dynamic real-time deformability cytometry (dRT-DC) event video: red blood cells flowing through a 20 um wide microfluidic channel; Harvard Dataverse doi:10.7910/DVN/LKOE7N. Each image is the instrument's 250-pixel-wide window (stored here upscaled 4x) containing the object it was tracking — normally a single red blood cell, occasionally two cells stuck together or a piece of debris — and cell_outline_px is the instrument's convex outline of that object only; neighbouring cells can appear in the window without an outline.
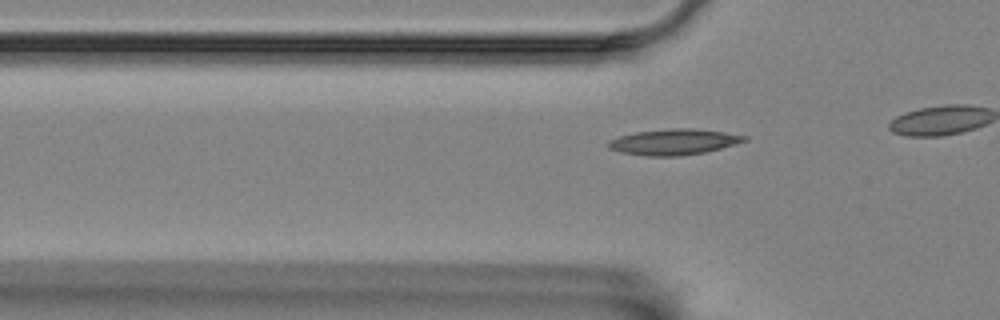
{"species": "Egyptian fruit bat (a non-hibernating species)", "species_latin": "Rousettus aegyptiacus", "temperature_condition": "room temperature", "stored_images_in_passage": 10, "camera_frame_rate_fps": 3000, "um_per_image_px": 0.085, "animal": {"sex": "female"}, "frame": {"image": 1, "passage_image": 4, "time_ms": 1.0, "image_size_px": [1000, 320], "cell_outline_px": [[748, 140], [720, 148], [704, 152], [680, 156], [648, 156], [620, 152], [608, 148], [608, 140], [620, 136], [636, 132], [672, 128], [692, 128], [724, 132], [748, 136]], "centroid_in_image_um": [57.26, 12.06], "position_along_channel_um": 68.5, "area_um2": 20.35}}
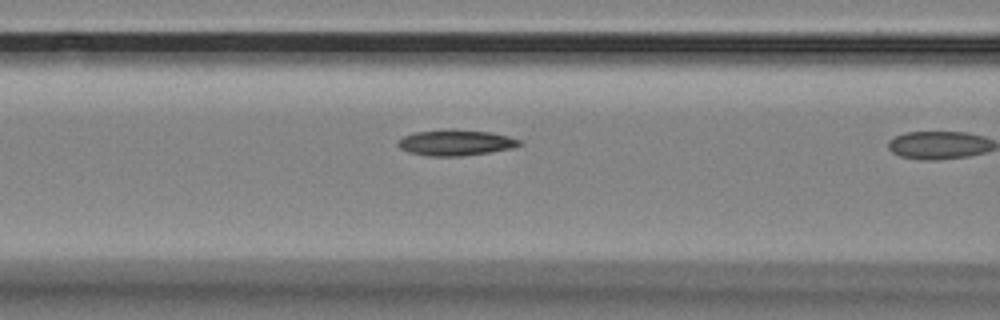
{"frame": {"image": 2, "passage_image": 9, "time_ms": 2.667, "image_size_px": [1000, 320], "cell_outline_px": [[524, 144], [512, 148], [488, 152], [460, 156], [428, 156], [408, 152], [400, 148], [396, 144], [396, 140], [412, 132], [448, 128], [452, 128], [488, 132], [508, 136], [524, 140]], "centroid_in_image_um": [38.71, 12.1], "position_along_channel_um": 127.9, "area_um2": 18.67}}